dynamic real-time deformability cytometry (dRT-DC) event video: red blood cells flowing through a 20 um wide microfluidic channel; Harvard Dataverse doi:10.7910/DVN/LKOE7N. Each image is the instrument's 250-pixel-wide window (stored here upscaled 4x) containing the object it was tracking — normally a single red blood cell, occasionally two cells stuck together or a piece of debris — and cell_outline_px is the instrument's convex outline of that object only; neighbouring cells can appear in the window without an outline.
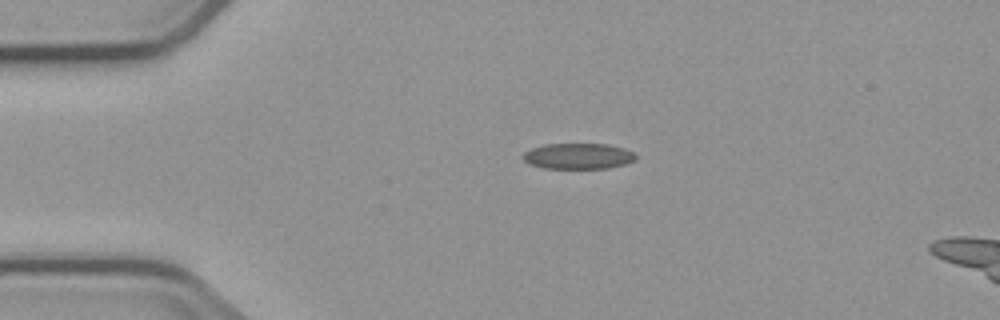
{"species": "common noctule bat (a hibernating species)", "species_latin": "Nyctalus noctula", "temperature_condition": "cold", "stored_images_in_passage": 2, "camera_frame_rate_fps": 3000, "um_per_image_px": 0.085, "animal": {"sex": "male", "body_mass_g": 23.1, "forearm_length_mm": 52.7}, "frame": {"image": 1, "passage_image": 1, "time_ms": 0.0, "image_size_px": [1000, 320], "cell_outline_px": [[636, 160], [628, 164], [608, 168], [544, 168], [528, 164], [524, 160], [524, 152], [532, 148], [544, 144], [608, 144], [624, 148], [632, 152], [636, 156]], "centroid_in_image_um": [49.17, 13.27], "position_along_channel_um": 35.8, "area_um2": 16.99}}